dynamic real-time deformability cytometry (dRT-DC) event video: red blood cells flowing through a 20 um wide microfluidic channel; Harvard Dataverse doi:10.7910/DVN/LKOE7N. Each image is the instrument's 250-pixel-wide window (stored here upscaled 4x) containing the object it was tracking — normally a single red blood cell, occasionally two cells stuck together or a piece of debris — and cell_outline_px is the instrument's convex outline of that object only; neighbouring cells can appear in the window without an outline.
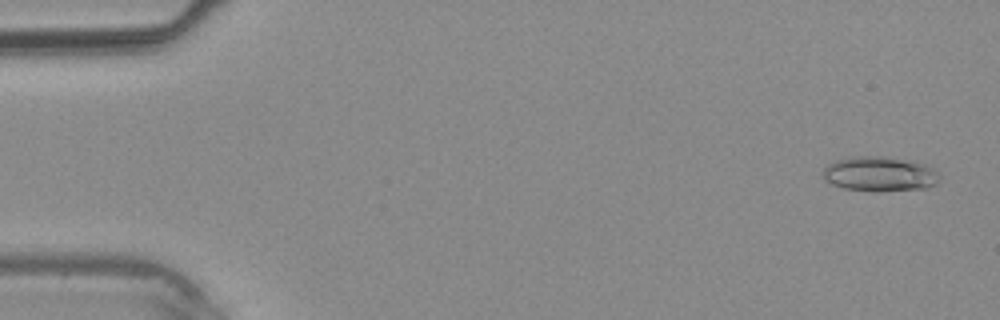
{"species": "common noctule bat (a hibernating species)", "species_latin": "Nyctalus noctula", "temperature_condition": "warm", "stored_images_in_passage": 38, "camera_frame_rate_fps": 3000, "um_per_image_px": 0.085, "animal": {"sex": "male", "body_mass_g": 20.4}, "frame": {"image": 1, "passage_image": 2, "time_ms": 0.333, "image_size_px": [1000, 320], "cell_outline_px": [[940, 180], [936, 184], [924, 188], [876, 192], [872, 192], [844, 188], [832, 184], [824, 180], [824, 168], [828, 164], [836, 160], [860, 156], [888, 156], [912, 160], [924, 164], [932, 168], [940, 176]], "centroid_in_image_um": [74.79, 14.79], "position_along_channel_um": 10.2, "area_um2": 23.81}}
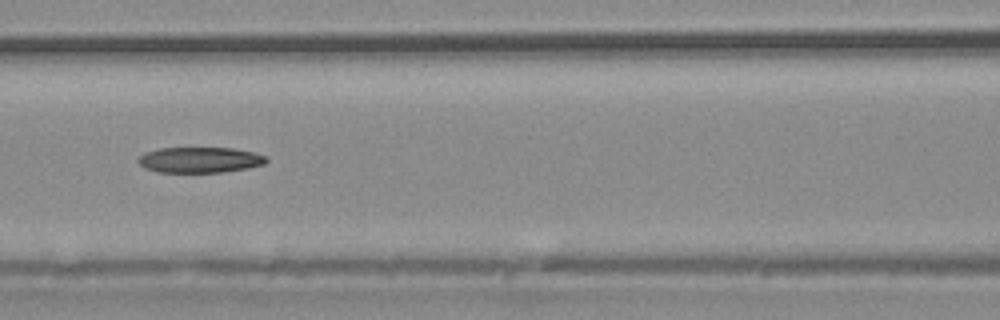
{"frame": {"image": 2, "passage_image": 17, "time_ms": 5.333, "image_size_px": [1000, 320], "cell_outline_px": [[268, 160], [264, 164], [248, 168], [224, 172], [156, 172], [144, 168], [136, 160], [144, 152], [160, 148], [232, 148], [252, 152], [268, 156]], "centroid_in_image_um": [16.98, 13.59], "position_along_channel_um": 149.6, "area_um2": 19.25}}
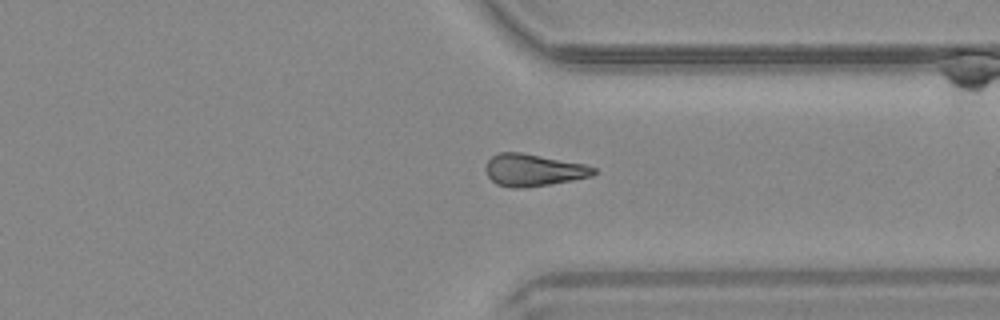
{"frame": {"image": 3, "passage_image": 29, "time_ms": 9.333, "image_size_px": [1000, 320], "cell_outline_px": [[596, 172], [592, 176], [572, 180], [524, 188], [512, 188], [496, 184], [488, 176], [484, 168], [488, 160], [492, 156], [500, 152], [520, 152], [584, 164], [596, 168]], "centroid_in_image_um": [45.31, 14.46], "position_along_channel_um": 366.1, "area_um2": 20.11}}